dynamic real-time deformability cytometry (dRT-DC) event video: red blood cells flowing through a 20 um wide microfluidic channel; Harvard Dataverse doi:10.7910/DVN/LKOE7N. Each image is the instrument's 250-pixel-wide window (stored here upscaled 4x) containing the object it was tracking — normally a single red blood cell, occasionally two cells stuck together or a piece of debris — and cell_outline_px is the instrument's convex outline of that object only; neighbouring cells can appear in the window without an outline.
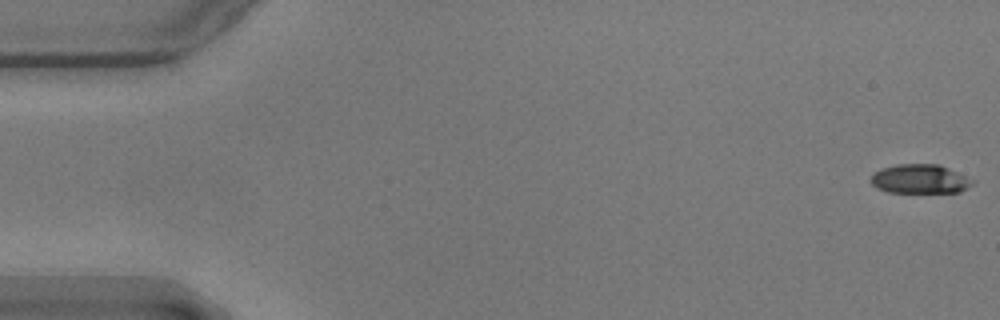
{"species": "common noctule bat (a hibernating species)", "species_latin": "Nyctalus noctula", "temperature_condition": "warm", "stored_images_in_passage": 57, "camera_frame_rate_fps": 3000, "um_per_image_px": 0.085, "animal": {"sex": "male", "body_mass_g": 17.9}, "frame": {"image": 1, "passage_image": 1, "time_ms": 0.0, "image_size_px": [1000, 320], "cell_outline_px": [[976, 180], [972, 184], [960, 192], [888, 192], [876, 188], [868, 180], [872, 172], [880, 168], [896, 164], [940, 164]], "centroid_in_image_um": [78.15, 15.2], "position_along_channel_um": 6.8, "area_um2": 17.57}}
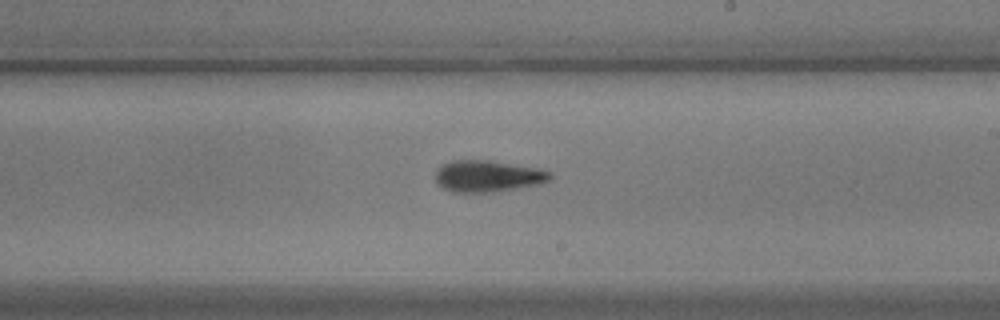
{"frame": {"image": 2, "passage_image": 33, "time_ms": 10.667, "image_size_px": [1000, 320], "cell_outline_px": [[552, 180], [544, 184], [492, 192], [452, 192], [436, 184], [436, 168], [452, 160], [488, 160], [540, 168], [552, 172]], "centroid_in_image_um": [41.51, 14.97], "position_along_channel_um": 247.5, "area_um2": 21.44}}
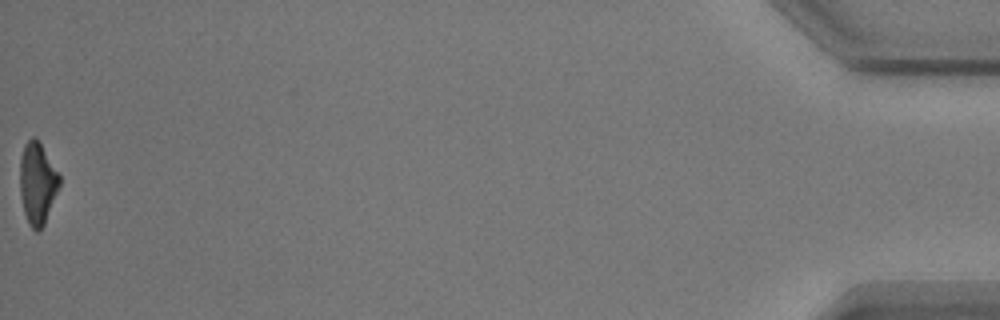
{"frame": {"image": 3, "passage_image": 57, "time_ms": 18.667, "image_size_px": [1000, 320], "cell_outline_px": [[60, 184], [44, 224], [36, 232], [28, 224], [24, 212], [20, 196], [20, 156], [24, 144], [32, 136], [36, 136], [60, 176]], "centroid_in_image_um": [3.16, 15.55], "position_along_channel_um": 432.0, "area_um2": 18.73}, "authors_computed_cell_mechanics": {"area_um2": 20.0566, "velocity_mm_per_s": 3.5655, "shape_relaxation_time_tau1_ms": 4.4942, "shape_relaxation_time_tau2_ms": 5.5326, "deformation_change_tau1": 0.1721, "deformation_change_tau2": 0.1503}}